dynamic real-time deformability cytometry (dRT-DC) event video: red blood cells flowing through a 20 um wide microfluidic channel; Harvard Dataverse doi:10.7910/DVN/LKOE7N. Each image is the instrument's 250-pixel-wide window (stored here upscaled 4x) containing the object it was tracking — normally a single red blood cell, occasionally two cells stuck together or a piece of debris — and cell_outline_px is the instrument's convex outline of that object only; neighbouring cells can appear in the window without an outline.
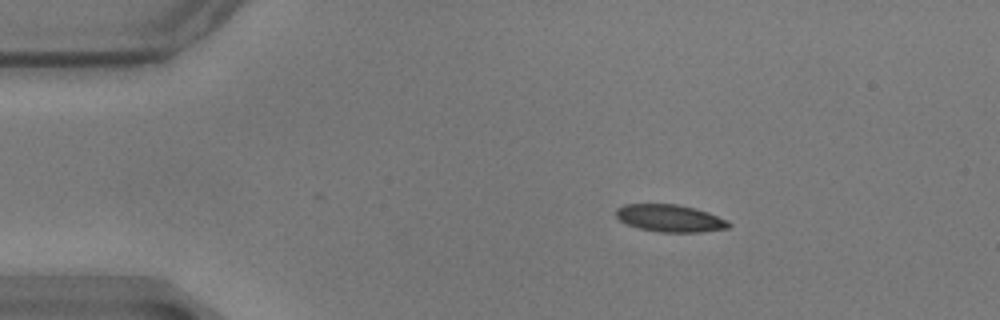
{"species": "common noctule bat (a hibernating species)", "species_latin": "Nyctalus noctula", "temperature_condition": "warm", "stored_images_in_passage": 49, "camera_frame_rate_fps": 3000, "um_per_image_px": 0.085, "animal": {"sex": "male", "body_mass_g": 17.9}, "frame": {"image": 1, "passage_image": 1, "time_ms": 0.0, "image_size_px": [1000, 320], "cell_outline_px": [[732, 224], [728, 228], [700, 232], [660, 232], [640, 228], [628, 224], [620, 220], [616, 216], [616, 208], [624, 204], [676, 204], [696, 208], [708, 212], [728, 220]], "centroid_in_image_um": [56.97, 18.54], "position_along_channel_um": 28.0, "area_um2": 17.92}}
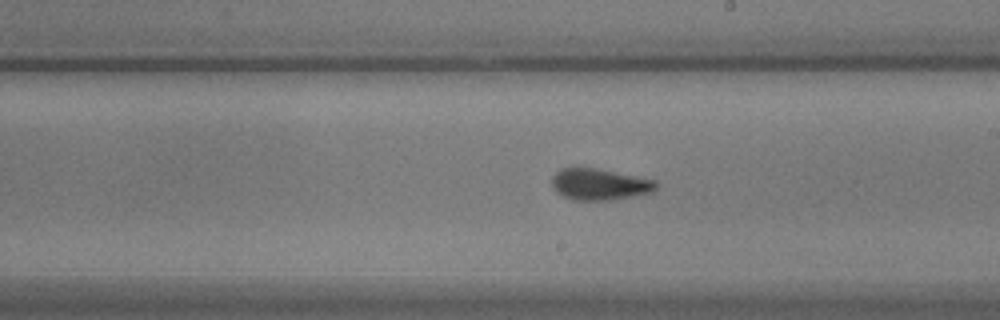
{"frame": {"image": 2, "passage_image": 24, "time_ms": 7.667, "image_size_px": [1000, 320], "cell_outline_px": [[660, 184], [652, 192], [608, 200], [572, 200], [556, 192], [552, 188], [552, 176], [560, 168], [576, 164], [656, 180]], "centroid_in_image_um": [50.9, 15.62], "position_along_channel_um": 238.1, "area_um2": 19.54}}
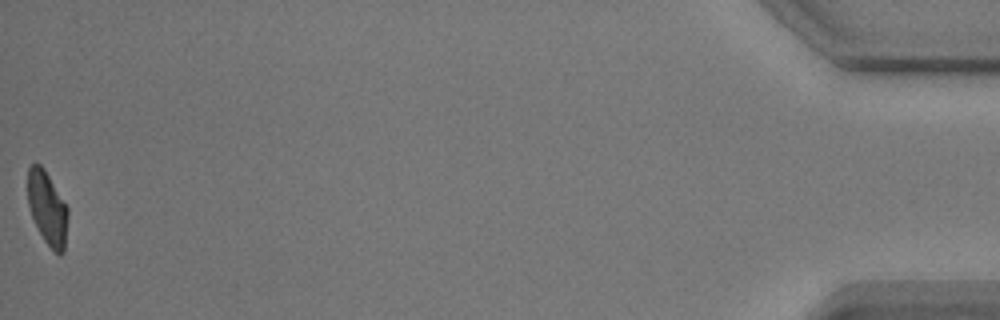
{"frame": {"image": 3, "passage_image": 49, "time_ms": 16.0, "image_size_px": [1000, 320], "cell_outline_px": [[68, 216], [64, 252], [60, 256], [44, 240], [32, 216], [28, 204], [28, 168], [32, 164], [40, 164], [44, 168], [68, 208]], "centroid_in_image_um": [4.03, 17.69], "position_along_channel_um": 431.2, "area_um2": 16.94}, "authors_computed_cell_mechanics": {"area_um2": 18.6694, "velocity_mm_per_s": 3.4826, "shape_relaxation_time_tau1_ms": 9.3265, "shape_relaxation_time_tau2_ms": 0.7252, "deformation_change_tau1": 0.2014, "deformation_change_tau2": 0.0554}}